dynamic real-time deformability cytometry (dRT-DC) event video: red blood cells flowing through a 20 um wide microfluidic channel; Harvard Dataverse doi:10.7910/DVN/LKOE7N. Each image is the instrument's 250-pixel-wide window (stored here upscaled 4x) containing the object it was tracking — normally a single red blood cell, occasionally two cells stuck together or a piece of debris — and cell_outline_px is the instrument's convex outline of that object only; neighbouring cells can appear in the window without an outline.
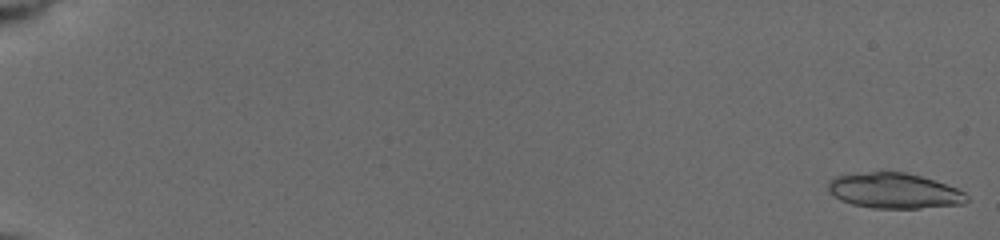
{"species": "common noctule bat (a hibernating species)", "species_latin": "Nyctalus noctula", "temperature_condition": "cold", "stored_images_in_passage": 29, "camera_frame_rate_fps": 3000, "um_per_image_px": 0.085, "animal": {"sex": "female", "body_mass_g": 19.5, "forearm_length_mm": 54.1}, "frame": {"image": 1, "passage_image": 1, "time_ms": 0.0, "image_size_px": [1000, 240], "cell_outline_px": [[968, 200], [964, 204], [920, 208], [872, 208], [852, 204], [840, 200], [828, 188], [828, 184], [836, 176], [872, 172], [904, 172], [920, 176], [956, 188], [964, 192], [968, 196]], "centroid_in_image_um": [76.04, 16.23], "position_along_channel_um": 9.0, "area_um2": 28.09}}
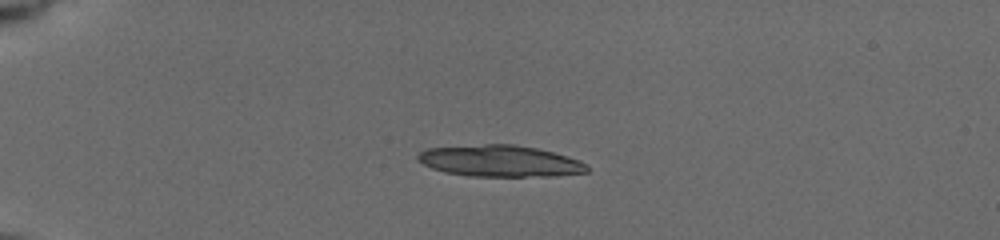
{"frame": {"image": 2, "passage_image": 22, "time_ms": 4.667, "image_size_px": [1000, 240], "cell_outline_px": [[588, 172], [552, 176], [468, 176], [444, 172], [432, 168], [416, 160], [416, 156], [420, 152], [428, 148], [484, 144], [512, 144], [536, 148], [552, 152], [588, 164]], "centroid_in_image_um": [42.46, 13.69], "position_along_channel_um": 42.5, "area_um2": 30.87}}